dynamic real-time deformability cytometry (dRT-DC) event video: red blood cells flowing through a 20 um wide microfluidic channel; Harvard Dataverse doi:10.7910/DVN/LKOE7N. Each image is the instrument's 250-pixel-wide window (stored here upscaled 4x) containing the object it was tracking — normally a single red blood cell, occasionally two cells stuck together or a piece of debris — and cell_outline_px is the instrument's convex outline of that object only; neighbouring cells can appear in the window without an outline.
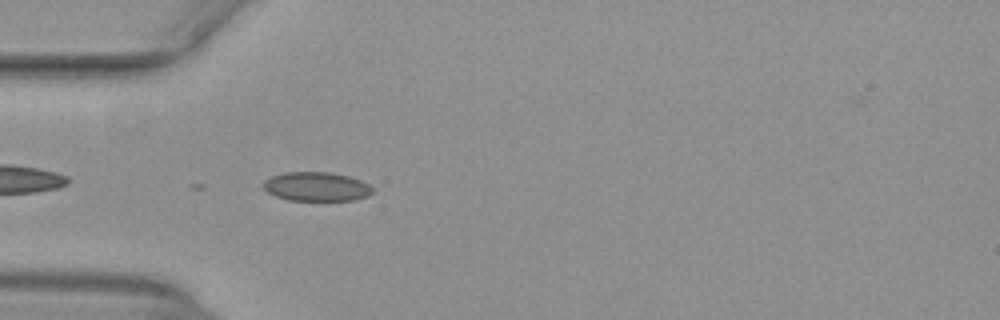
{"species": "common noctule bat (a hibernating species)", "species_latin": "Nyctalus noctula", "temperature_condition": "warm", "stored_images_in_passage": 2, "camera_frame_rate_fps": 3000, "um_per_image_px": 0.085, "animal": {"sex": "female", "body_mass_g": 29.2, "forearm_length_mm": 56.3}, "frame": {"image": 1, "passage_image": 2, "time_ms": 0.333, "image_size_px": [1000, 320], "cell_outline_px": [[376, 188], [368, 196], [352, 200], [288, 200], [276, 196], [268, 192], [264, 188], [264, 180], [272, 176], [284, 172], [332, 172], [348, 176], [360, 180]], "centroid_in_image_um": [26.92, 15.85], "position_along_channel_um": 58.1, "area_um2": 18.5}}